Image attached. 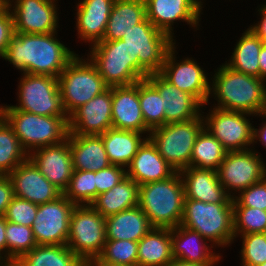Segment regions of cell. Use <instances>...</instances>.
Masks as SVG:
<instances>
[{"mask_svg":"<svg viewBox=\"0 0 266 266\" xmlns=\"http://www.w3.org/2000/svg\"><path fill=\"white\" fill-rule=\"evenodd\" d=\"M200 116L184 122H171L150 130L149 139L162 158L176 171L190 167L196 138L205 127Z\"/></svg>","mask_w":266,"mask_h":266,"instance_id":"obj_8","label":"cell"},{"mask_svg":"<svg viewBox=\"0 0 266 266\" xmlns=\"http://www.w3.org/2000/svg\"><path fill=\"white\" fill-rule=\"evenodd\" d=\"M213 81V92L218 98L217 108L264 116L266 87L261 78L246 75L222 65Z\"/></svg>","mask_w":266,"mask_h":266,"instance_id":"obj_2","label":"cell"},{"mask_svg":"<svg viewBox=\"0 0 266 266\" xmlns=\"http://www.w3.org/2000/svg\"><path fill=\"white\" fill-rule=\"evenodd\" d=\"M264 42L249 28L234 49L226 65L240 73L260 78L259 54Z\"/></svg>","mask_w":266,"mask_h":266,"instance_id":"obj_33","label":"cell"},{"mask_svg":"<svg viewBox=\"0 0 266 266\" xmlns=\"http://www.w3.org/2000/svg\"><path fill=\"white\" fill-rule=\"evenodd\" d=\"M140 132L108 129L102 138L109 162L112 165L129 166L138 149L145 141Z\"/></svg>","mask_w":266,"mask_h":266,"instance_id":"obj_32","label":"cell"},{"mask_svg":"<svg viewBox=\"0 0 266 266\" xmlns=\"http://www.w3.org/2000/svg\"><path fill=\"white\" fill-rule=\"evenodd\" d=\"M18 137L7 121L0 118V175H8L28 159Z\"/></svg>","mask_w":266,"mask_h":266,"instance_id":"obj_36","label":"cell"},{"mask_svg":"<svg viewBox=\"0 0 266 266\" xmlns=\"http://www.w3.org/2000/svg\"><path fill=\"white\" fill-rule=\"evenodd\" d=\"M75 207L64 194L56 200L38 205L31 229L37 245H66L70 217Z\"/></svg>","mask_w":266,"mask_h":266,"instance_id":"obj_12","label":"cell"},{"mask_svg":"<svg viewBox=\"0 0 266 266\" xmlns=\"http://www.w3.org/2000/svg\"><path fill=\"white\" fill-rule=\"evenodd\" d=\"M63 109L68 117L79 107L109 87L91 62H83L76 55L58 76Z\"/></svg>","mask_w":266,"mask_h":266,"instance_id":"obj_7","label":"cell"},{"mask_svg":"<svg viewBox=\"0 0 266 266\" xmlns=\"http://www.w3.org/2000/svg\"><path fill=\"white\" fill-rule=\"evenodd\" d=\"M213 264H199L173 259L167 266H212Z\"/></svg>","mask_w":266,"mask_h":266,"instance_id":"obj_53","label":"cell"},{"mask_svg":"<svg viewBox=\"0 0 266 266\" xmlns=\"http://www.w3.org/2000/svg\"><path fill=\"white\" fill-rule=\"evenodd\" d=\"M8 177L16 197L38 205L54 201L63 194L29 159L17 166Z\"/></svg>","mask_w":266,"mask_h":266,"instance_id":"obj_18","label":"cell"},{"mask_svg":"<svg viewBox=\"0 0 266 266\" xmlns=\"http://www.w3.org/2000/svg\"><path fill=\"white\" fill-rule=\"evenodd\" d=\"M201 239L204 240V237L198 232L182 225L172 228L171 246L173 259L199 264H214L219 261V255L212 254L210 249L208 250V247H206V244L201 246V243H198V240L201 241Z\"/></svg>","mask_w":266,"mask_h":266,"instance_id":"obj_29","label":"cell"},{"mask_svg":"<svg viewBox=\"0 0 266 266\" xmlns=\"http://www.w3.org/2000/svg\"><path fill=\"white\" fill-rule=\"evenodd\" d=\"M139 101L143 120L150 130L165 125L162 97L146 78L139 81Z\"/></svg>","mask_w":266,"mask_h":266,"instance_id":"obj_37","label":"cell"},{"mask_svg":"<svg viewBox=\"0 0 266 266\" xmlns=\"http://www.w3.org/2000/svg\"><path fill=\"white\" fill-rule=\"evenodd\" d=\"M93 65L110 87L129 86L144 79L134 68L130 50L121 40H102L93 44Z\"/></svg>","mask_w":266,"mask_h":266,"instance_id":"obj_10","label":"cell"},{"mask_svg":"<svg viewBox=\"0 0 266 266\" xmlns=\"http://www.w3.org/2000/svg\"><path fill=\"white\" fill-rule=\"evenodd\" d=\"M103 261L138 266V242L130 240H106L104 249L99 256Z\"/></svg>","mask_w":266,"mask_h":266,"instance_id":"obj_41","label":"cell"},{"mask_svg":"<svg viewBox=\"0 0 266 266\" xmlns=\"http://www.w3.org/2000/svg\"><path fill=\"white\" fill-rule=\"evenodd\" d=\"M191 1L201 10L202 2H199L198 0H191Z\"/></svg>","mask_w":266,"mask_h":266,"instance_id":"obj_56","label":"cell"},{"mask_svg":"<svg viewBox=\"0 0 266 266\" xmlns=\"http://www.w3.org/2000/svg\"><path fill=\"white\" fill-rule=\"evenodd\" d=\"M264 115L266 116V114ZM256 138H260L259 141L266 147V124L259 131L253 128V140H256Z\"/></svg>","mask_w":266,"mask_h":266,"instance_id":"obj_52","label":"cell"},{"mask_svg":"<svg viewBox=\"0 0 266 266\" xmlns=\"http://www.w3.org/2000/svg\"><path fill=\"white\" fill-rule=\"evenodd\" d=\"M84 266H126V265L108 263L103 261L100 257H96L86 261L84 263Z\"/></svg>","mask_w":266,"mask_h":266,"instance_id":"obj_51","label":"cell"},{"mask_svg":"<svg viewBox=\"0 0 266 266\" xmlns=\"http://www.w3.org/2000/svg\"><path fill=\"white\" fill-rule=\"evenodd\" d=\"M112 128V87L95 96L68 117L69 133L101 135Z\"/></svg>","mask_w":266,"mask_h":266,"instance_id":"obj_15","label":"cell"},{"mask_svg":"<svg viewBox=\"0 0 266 266\" xmlns=\"http://www.w3.org/2000/svg\"><path fill=\"white\" fill-rule=\"evenodd\" d=\"M182 226L198 232L204 239L227 245L234 239L233 204L205 203L184 200Z\"/></svg>","mask_w":266,"mask_h":266,"instance_id":"obj_6","label":"cell"},{"mask_svg":"<svg viewBox=\"0 0 266 266\" xmlns=\"http://www.w3.org/2000/svg\"><path fill=\"white\" fill-rule=\"evenodd\" d=\"M36 150L35 154L28 155V159L49 182L64 193L74 172L68 137L59 144Z\"/></svg>","mask_w":266,"mask_h":266,"instance_id":"obj_16","label":"cell"},{"mask_svg":"<svg viewBox=\"0 0 266 266\" xmlns=\"http://www.w3.org/2000/svg\"><path fill=\"white\" fill-rule=\"evenodd\" d=\"M260 78L266 79V43L263 44L259 54Z\"/></svg>","mask_w":266,"mask_h":266,"instance_id":"obj_50","label":"cell"},{"mask_svg":"<svg viewBox=\"0 0 266 266\" xmlns=\"http://www.w3.org/2000/svg\"><path fill=\"white\" fill-rule=\"evenodd\" d=\"M2 117V107H0V118Z\"/></svg>","mask_w":266,"mask_h":266,"instance_id":"obj_57","label":"cell"},{"mask_svg":"<svg viewBox=\"0 0 266 266\" xmlns=\"http://www.w3.org/2000/svg\"><path fill=\"white\" fill-rule=\"evenodd\" d=\"M173 54H175L174 45L166 54L160 74L172 85L193 95L201 104H206L211 88L204 71L191 59L175 65Z\"/></svg>","mask_w":266,"mask_h":266,"instance_id":"obj_17","label":"cell"},{"mask_svg":"<svg viewBox=\"0 0 266 266\" xmlns=\"http://www.w3.org/2000/svg\"><path fill=\"white\" fill-rule=\"evenodd\" d=\"M260 156L250 149L227 152L217 174L220 184L227 190L243 191L266 176Z\"/></svg>","mask_w":266,"mask_h":266,"instance_id":"obj_13","label":"cell"},{"mask_svg":"<svg viewBox=\"0 0 266 266\" xmlns=\"http://www.w3.org/2000/svg\"><path fill=\"white\" fill-rule=\"evenodd\" d=\"M10 0H7V6L0 11V56L4 57L6 49L15 35V25L12 12L10 13Z\"/></svg>","mask_w":266,"mask_h":266,"instance_id":"obj_46","label":"cell"},{"mask_svg":"<svg viewBox=\"0 0 266 266\" xmlns=\"http://www.w3.org/2000/svg\"><path fill=\"white\" fill-rule=\"evenodd\" d=\"M115 0H83L78 5L77 29L83 40L102 41Z\"/></svg>","mask_w":266,"mask_h":266,"instance_id":"obj_26","label":"cell"},{"mask_svg":"<svg viewBox=\"0 0 266 266\" xmlns=\"http://www.w3.org/2000/svg\"><path fill=\"white\" fill-rule=\"evenodd\" d=\"M54 0H16L12 11L15 32L49 34L57 28Z\"/></svg>","mask_w":266,"mask_h":266,"instance_id":"obj_19","label":"cell"},{"mask_svg":"<svg viewBox=\"0 0 266 266\" xmlns=\"http://www.w3.org/2000/svg\"><path fill=\"white\" fill-rule=\"evenodd\" d=\"M7 6V0H0V11Z\"/></svg>","mask_w":266,"mask_h":266,"instance_id":"obj_55","label":"cell"},{"mask_svg":"<svg viewBox=\"0 0 266 266\" xmlns=\"http://www.w3.org/2000/svg\"><path fill=\"white\" fill-rule=\"evenodd\" d=\"M259 266H266V262H265V263H263V264H261V265H259Z\"/></svg>","mask_w":266,"mask_h":266,"instance_id":"obj_58","label":"cell"},{"mask_svg":"<svg viewBox=\"0 0 266 266\" xmlns=\"http://www.w3.org/2000/svg\"><path fill=\"white\" fill-rule=\"evenodd\" d=\"M138 197L139 185L126 176L112 189L99 194L90 206L107 218L138 206Z\"/></svg>","mask_w":266,"mask_h":266,"instance_id":"obj_30","label":"cell"},{"mask_svg":"<svg viewBox=\"0 0 266 266\" xmlns=\"http://www.w3.org/2000/svg\"><path fill=\"white\" fill-rule=\"evenodd\" d=\"M105 218L90 205H75L71 217L68 248L83 262L99 257L106 243Z\"/></svg>","mask_w":266,"mask_h":266,"instance_id":"obj_9","label":"cell"},{"mask_svg":"<svg viewBox=\"0 0 266 266\" xmlns=\"http://www.w3.org/2000/svg\"><path fill=\"white\" fill-rule=\"evenodd\" d=\"M7 255L5 261L19 260L24 254L30 252L37 243L31 227L6 221Z\"/></svg>","mask_w":266,"mask_h":266,"instance_id":"obj_38","label":"cell"},{"mask_svg":"<svg viewBox=\"0 0 266 266\" xmlns=\"http://www.w3.org/2000/svg\"><path fill=\"white\" fill-rule=\"evenodd\" d=\"M54 33H15L3 58L26 74L58 78L75 54L55 39Z\"/></svg>","mask_w":266,"mask_h":266,"instance_id":"obj_1","label":"cell"},{"mask_svg":"<svg viewBox=\"0 0 266 266\" xmlns=\"http://www.w3.org/2000/svg\"><path fill=\"white\" fill-rule=\"evenodd\" d=\"M146 18L159 30L172 37L175 20H184L197 25L200 9L191 0H144Z\"/></svg>","mask_w":266,"mask_h":266,"instance_id":"obj_24","label":"cell"},{"mask_svg":"<svg viewBox=\"0 0 266 266\" xmlns=\"http://www.w3.org/2000/svg\"><path fill=\"white\" fill-rule=\"evenodd\" d=\"M206 118L207 130L229 151L247 150L254 142L253 127L244 115L248 113L215 107Z\"/></svg>","mask_w":266,"mask_h":266,"instance_id":"obj_14","label":"cell"},{"mask_svg":"<svg viewBox=\"0 0 266 266\" xmlns=\"http://www.w3.org/2000/svg\"><path fill=\"white\" fill-rule=\"evenodd\" d=\"M1 266H22L17 260L6 261L4 260V264Z\"/></svg>","mask_w":266,"mask_h":266,"instance_id":"obj_54","label":"cell"},{"mask_svg":"<svg viewBox=\"0 0 266 266\" xmlns=\"http://www.w3.org/2000/svg\"><path fill=\"white\" fill-rule=\"evenodd\" d=\"M95 172L74 170L64 195L75 205H90L97 197ZM79 202L81 204H79Z\"/></svg>","mask_w":266,"mask_h":266,"instance_id":"obj_39","label":"cell"},{"mask_svg":"<svg viewBox=\"0 0 266 266\" xmlns=\"http://www.w3.org/2000/svg\"><path fill=\"white\" fill-rule=\"evenodd\" d=\"M262 20L259 24L250 27V29L264 42L266 43V5H264L261 9Z\"/></svg>","mask_w":266,"mask_h":266,"instance_id":"obj_48","label":"cell"},{"mask_svg":"<svg viewBox=\"0 0 266 266\" xmlns=\"http://www.w3.org/2000/svg\"><path fill=\"white\" fill-rule=\"evenodd\" d=\"M173 260L171 229H152L138 241V266H167Z\"/></svg>","mask_w":266,"mask_h":266,"instance_id":"obj_31","label":"cell"},{"mask_svg":"<svg viewBox=\"0 0 266 266\" xmlns=\"http://www.w3.org/2000/svg\"><path fill=\"white\" fill-rule=\"evenodd\" d=\"M243 266H259L266 262V233L242 235Z\"/></svg>","mask_w":266,"mask_h":266,"instance_id":"obj_42","label":"cell"},{"mask_svg":"<svg viewBox=\"0 0 266 266\" xmlns=\"http://www.w3.org/2000/svg\"><path fill=\"white\" fill-rule=\"evenodd\" d=\"M18 262L22 266H84L67 245H37Z\"/></svg>","mask_w":266,"mask_h":266,"instance_id":"obj_34","label":"cell"},{"mask_svg":"<svg viewBox=\"0 0 266 266\" xmlns=\"http://www.w3.org/2000/svg\"><path fill=\"white\" fill-rule=\"evenodd\" d=\"M21 80L19 106L2 108H14L42 116H67L61 101L58 78L24 73Z\"/></svg>","mask_w":266,"mask_h":266,"instance_id":"obj_11","label":"cell"},{"mask_svg":"<svg viewBox=\"0 0 266 266\" xmlns=\"http://www.w3.org/2000/svg\"><path fill=\"white\" fill-rule=\"evenodd\" d=\"M106 240H130L138 242L152 226L139 206L105 218Z\"/></svg>","mask_w":266,"mask_h":266,"instance_id":"obj_27","label":"cell"},{"mask_svg":"<svg viewBox=\"0 0 266 266\" xmlns=\"http://www.w3.org/2000/svg\"><path fill=\"white\" fill-rule=\"evenodd\" d=\"M126 177V170L118 165H109L95 172L97 196L107 192Z\"/></svg>","mask_w":266,"mask_h":266,"instance_id":"obj_45","label":"cell"},{"mask_svg":"<svg viewBox=\"0 0 266 266\" xmlns=\"http://www.w3.org/2000/svg\"><path fill=\"white\" fill-rule=\"evenodd\" d=\"M185 199H194L205 203L233 204L230 193L220 184L217 171L188 167L181 170ZM186 173V174H184Z\"/></svg>","mask_w":266,"mask_h":266,"instance_id":"obj_22","label":"cell"},{"mask_svg":"<svg viewBox=\"0 0 266 266\" xmlns=\"http://www.w3.org/2000/svg\"><path fill=\"white\" fill-rule=\"evenodd\" d=\"M179 172L166 180L139 185L138 206L152 227L175 228L184 212V186Z\"/></svg>","mask_w":266,"mask_h":266,"instance_id":"obj_3","label":"cell"},{"mask_svg":"<svg viewBox=\"0 0 266 266\" xmlns=\"http://www.w3.org/2000/svg\"><path fill=\"white\" fill-rule=\"evenodd\" d=\"M112 128L150 132L140 108L139 81L129 86L112 87Z\"/></svg>","mask_w":266,"mask_h":266,"instance_id":"obj_21","label":"cell"},{"mask_svg":"<svg viewBox=\"0 0 266 266\" xmlns=\"http://www.w3.org/2000/svg\"><path fill=\"white\" fill-rule=\"evenodd\" d=\"M122 40L133 58V68L143 77L160 73L173 39L156 28L147 18L133 26Z\"/></svg>","mask_w":266,"mask_h":266,"instance_id":"obj_5","label":"cell"},{"mask_svg":"<svg viewBox=\"0 0 266 266\" xmlns=\"http://www.w3.org/2000/svg\"><path fill=\"white\" fill-rule=\"evenodd\" d=\"M68 142L74 170L97 172L111 165L99 135L68 133Z\"/></svg>","mask_w":266,"mask_h":266,"instance_id":"obj_25","label":"cell"},{"mask_svg":"<svg viewBox=\"0 0 266 266\" xmlns=\"http://www.w3.org/2000/svg\"><path fill=\"white\" fill-rule=\"evenodd\" d=\"M128 168L126 176L138 185L166 180L176 172L162 158L148 137L138 149Z\"/></svg>","mask_w":266,"mask_h":266,"instance_id":"obj_23","label":"cell"},{"mask_svg":"<svg viewBox=\"0 0 266 266\" xmlns=\"http://www.w3.org/2000/svg\"><path fill=\"white\" fill-rule=\"evenodd\" d=\"M15 197L8 175H0V216H4L8 205Z\"/></svg>","mask_w":266,"mask_h":266,"instance_id":"obj_47","label":"cell"},{"mask_svg":"<svg viewBox=\"0 0 266 266\" xmlns=\"http://www.w3.org/2000/svg\"><path fill=\"white\" fill-rule=\"evenodd\" d=\"M233 231L237 233H266V211L247 206H233Z\"/></svg>","mask_w":266,"mask_h":266,"instance_id":"obj_40","label":"cell"},{"mask_svg":"<svg viewBox=\"0 0 266 266\" xmlns=\"http://www.w3.org/2000/svg\"><path fill=\"white\" fill-rule=\"evenodd\" d=\"M38 212V204L14 197L8 205L5 219L19 225L31 227Z\"/></svg>","mask_w":266,"mask_h":266,"instance_id":"obj_43","label":"cell"},{"mask_svg":"<svg viewBox=\"0 0 266 266\" xmlns=\"http://www.w3.org/2000/svg\"><path fill=\"white\" fill-rule=\"evenodd\" d=\"M233 206H247L266 211V176L241 191L238 199L233 197Z\"/></svg>","mask_w":266,"mask_h":266,"instance_id":"obj_44","label":"cell"},{"mask_svg":"<svg viewBox=\"0 0 266 266\" xmlns=\"http://www.w3.org/2000/svg\"><path fill=\"white\" fill-rule=\"evenodd\" d=\"M2 117L12 127L25 151L59 144L68 137V116H42L2 108Z\"/></svg>","mask_w":266,"mask_h":266,"instance_id":"obj_4","label":"cell"},{"mask_svg":"<svg viewBox=\"0 0 266 266\" xmlns=\"http://www.w3.org/2000/svg\"><path fill=\"white\" fill-rule=\"evenodd\" d=\"M146 79L162 97L165 124L184 122L201 116L198 110L202 104L193 95L172 85L160 73L150 74Z\"/></svg>","mask_w":266,"mask_h":266,"instance_id":"obj_20","label":"cell"},{"mask_svg":"<svg viewBox=\"0 0 266 266\" xmlns=\"http://www.w3.org/2000/svg\"><path fill=\"white\" fill-rule=\"evenodd\" d=\"M6 219L5 216H0V256L1 251L7 249V240H6Z\"/></svg>","mask_w":266,"mask_h":266,"instance_id":"obj_49","label":"cell"},{"mask_svg":"<svg viewBox=\"0 0 266 266\" xmlns=\"http://www.w3.org/2000/svg\"><path fill=\"white\" fill-rule=\"evenodd\" d=\"M146 19L144 0H115L103 40H121L133 26Z\"/></svg>","mask_w":266,"mask_h":266,"instance_id":"obj_28","label":"cell"},{"mask_svg":"<svg viewBox=\"0 0 266 266\" xmlns=\"http://www.w3.org/2000/svg\"><path fill=\"white\" fill-rule=\"evenodd\" d=\"M227 152L205 126L196 138L192 149L190 166L217 171Z\"/></svg>","mask_w":266,"mask_h":266,"instance_id":"obj_35","label":"cell"}]
</instances>
